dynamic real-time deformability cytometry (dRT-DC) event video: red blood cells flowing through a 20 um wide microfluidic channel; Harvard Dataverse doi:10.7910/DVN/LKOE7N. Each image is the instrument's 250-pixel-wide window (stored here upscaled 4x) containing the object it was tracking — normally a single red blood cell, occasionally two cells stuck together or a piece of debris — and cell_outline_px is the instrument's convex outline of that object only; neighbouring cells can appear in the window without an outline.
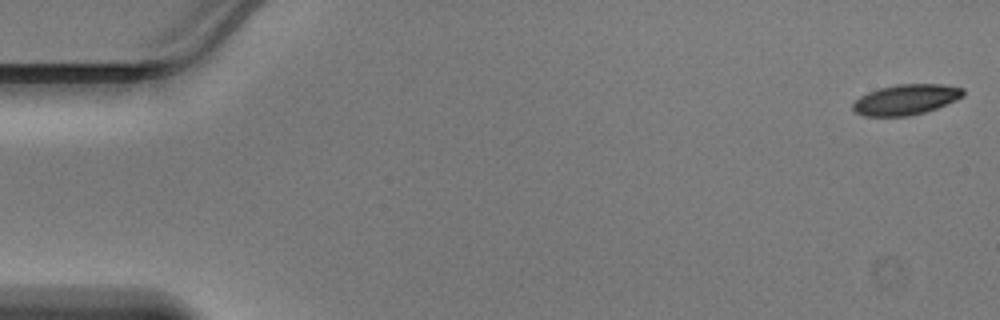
{"species": "Egyptian fruit bat (a non-hibernating species)", "species_latin": "Rousettus aegyptiacus", "temperature_condition": "warm", "stored_images_in_passage": 47, "camera_frame_rate_fps": 3000, "um_per_image_px": 0.085, "animal": {"sex": "male"}, "frame": {"image": 1, "passage_image": 1, "time_ms": 0.0, "image_size_px": [1000, 320], "cell_outline_px": [[964, 96], [956, 100], [936, 108], [924, 112], [908, 116], [864, 116], [856, 112], [852, 108], [852, 104], [860, 96], [868, 92], [880, 88], [896, 84], [940, 84], [964, 88]], "centroid_in_image_um": [77.0, 8.46], "position_along_channel_um": 8.0, "area_um2": 19.48}}
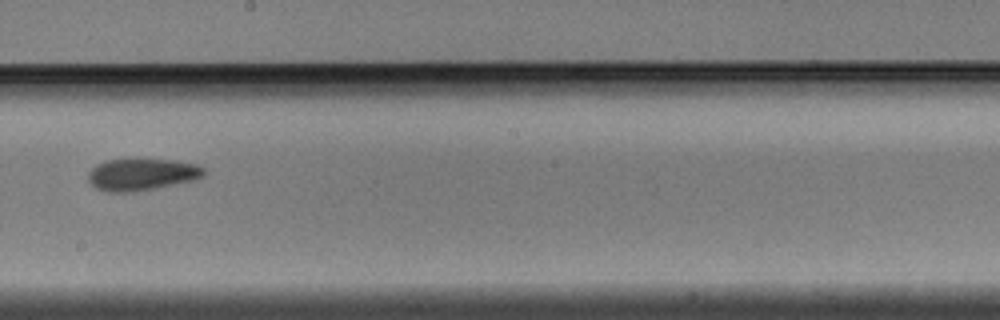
{"frame": {"image": 2, "passage_image": 27, "time_ms": 8.667, "image_size_px": [1000, 320], "cell_outline_px": [[208, 172], [204, 176], [196, 180], [136, 192], [108, 192], [96, 188], [88, 180], [88, 172], [96, 164], [108, 160], [176, 160], [196, 164], [204, 168]], "centroid_in_image_um": [12.1, 14.84], "position_along_channel_um": 236.1, "area_um2": 21.62}}
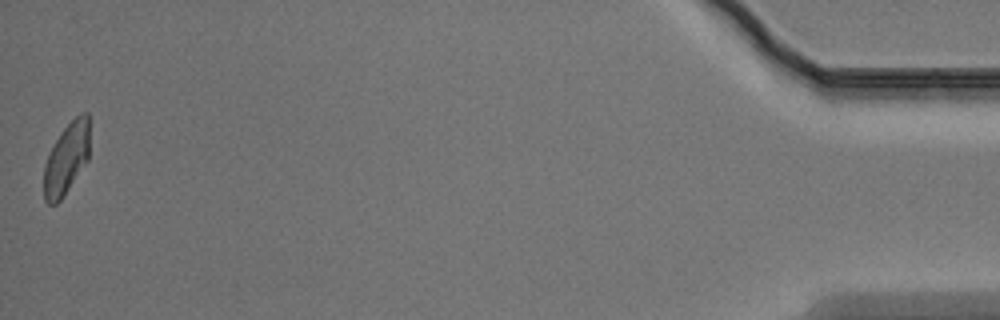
{"frame": {"image": 3, "passage_image": 47, "time_ms": 15.333, "image_size_px": [1000, 320], "cell_outline_px": [[88, 160], [60, 200], [56, 204], [48, 204], [44, 200], [44, 164], [56, 140], [64, 128], [80, 112], [88, 112]], "centroid_in_image_um": [5.64, 13.49], "position_along_channel_um": 429.6, "area_um2": 18.61}}